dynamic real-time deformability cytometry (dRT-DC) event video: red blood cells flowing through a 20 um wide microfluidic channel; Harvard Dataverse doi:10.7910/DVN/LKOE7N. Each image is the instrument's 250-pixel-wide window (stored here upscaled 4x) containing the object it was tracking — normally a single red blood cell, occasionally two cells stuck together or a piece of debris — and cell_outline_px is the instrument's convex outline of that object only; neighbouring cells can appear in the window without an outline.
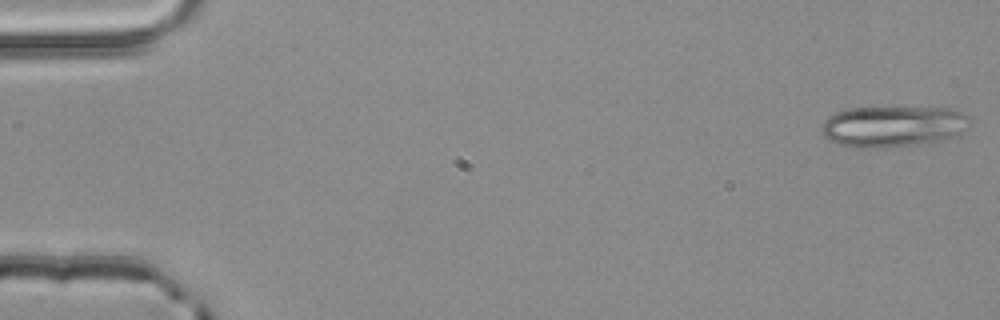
{"species": "common noctule bat (a hibernating species)", "species_latin": "Nyctalus noctula", "temperature_condition": "room temperature", "stored_images_in_passage": 4, "camera_frame_rate_fps": 3000, "um_per_image_px": 0.085, "animal": {"sex": "male", "body_mass_g": 20.4}, "frame": {"image": 1, "passage_image": 1, "time_ms": 0.0, "image_size_px": [1000, 320], "cell_outline_px": [[972, 124], [956, 136], [940, 140], [916, 144], [880, 148], [864, 148], [836, 144], [828, 140], [824, 136], [820, 128], [824, 120], [828, 116], [836, 112], [852, 108], [948, 108], [964, 112], [968, 116]], "centroid_in_image_um": [75.9, 10.74], "position_along_channel_um": 9.1, "area_um2": 35.55}}